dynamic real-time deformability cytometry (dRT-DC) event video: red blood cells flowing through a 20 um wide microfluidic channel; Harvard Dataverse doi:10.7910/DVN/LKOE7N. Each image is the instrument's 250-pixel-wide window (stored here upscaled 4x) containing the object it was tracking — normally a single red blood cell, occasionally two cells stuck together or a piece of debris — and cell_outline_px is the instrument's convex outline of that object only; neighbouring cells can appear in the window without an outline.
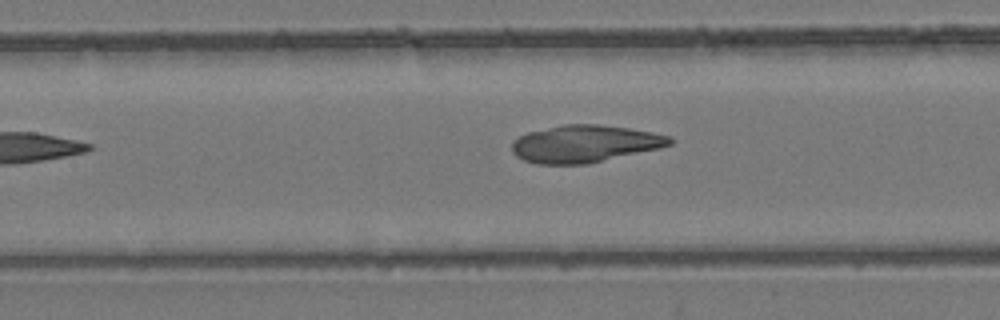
{"species": "common noctule bat (a hibernating species)", "species_latin": "Nyctalus noctula", "temperature_condition": "room temperature", "stored_images_in_passage": 7, "segment_of_instrument_passage": [1, 2], "camera_frame_rate_fps": 3000, "um_per_image_px": 0.085, "animal": {"sex": "female", "body_mass_g": 24.6, "forearm_length_mm": 56.2}, "frame": {"image": 1, "passage_image": 6, "time_ms": 6.0, "image_size_px": [1000, 320], "cell_outline_px": [[672, 144], [660, 148], [588, 164], [536, 164], [524, 160], [516, 156], [512, 152], [512, 140], [528, 132], [564, 124], [596, 124], [628, 128], [652, 132], [668, 136], [672, 140]], "centroid_in_image_um": [49.68, 12.23], "position_along_channel_um": 157.7, "area_um2": 34.22}}